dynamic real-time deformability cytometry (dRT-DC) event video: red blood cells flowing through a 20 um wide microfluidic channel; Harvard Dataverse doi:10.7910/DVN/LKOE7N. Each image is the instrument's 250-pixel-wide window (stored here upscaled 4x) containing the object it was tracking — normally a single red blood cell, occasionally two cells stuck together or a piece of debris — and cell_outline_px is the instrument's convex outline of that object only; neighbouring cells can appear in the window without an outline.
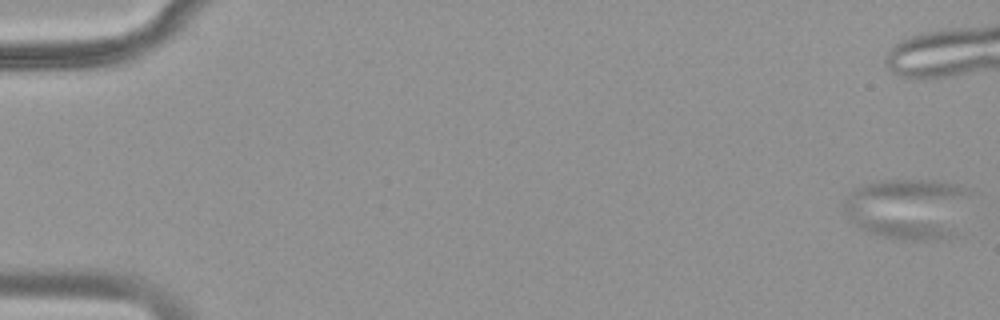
{"species": "common noctule bat (a hibernating species)", "species_latin": "Nyctalus noctula", "temperature_condition": "warm", "stored_images_in_passage": 46, "camera_frame_rate_fps": 3000, "um_per_image_px": 0.085, "animal": {"sex": "female", "body_mass_g": 18.4}, "frame": {"image": 1, "passage_image": 1, "time_ms": 0.0, "image_size_px": [1000, 320], "cell_outline_px": [[968, 192], [956, 232], [952, 236], [924, 240], [888, 236], [872, 232], [860, 228], [852, 220], [844, 208], [844, 204], [852, 192], [856, 188], [880, 180], [944, 180], [960, 184], [968, 188]], "centroid_in_image_um": [77.21, 17.68], "position_along_channel_um": 7.8, "area_um2": 43.64}}